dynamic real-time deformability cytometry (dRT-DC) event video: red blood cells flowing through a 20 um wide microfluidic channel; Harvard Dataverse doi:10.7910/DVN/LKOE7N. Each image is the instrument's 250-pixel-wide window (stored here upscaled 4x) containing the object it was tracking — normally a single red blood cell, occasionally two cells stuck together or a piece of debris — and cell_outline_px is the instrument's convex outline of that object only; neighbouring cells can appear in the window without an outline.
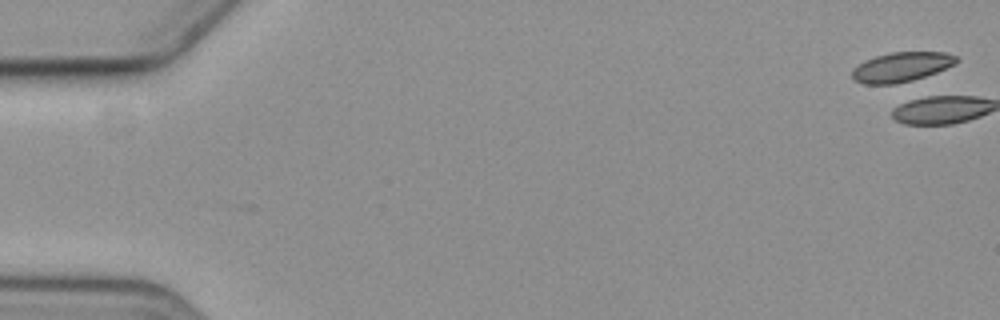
{"species": "common noctule bat (a hibernating species)", "species_latin": "Nyctalus noctula", "temperature_condition": "cold", "stored_images_in_passage": 5, "camera_frame_rate_fps": 3000, "um_per_image_px": 0.085, "animal": {"sex": "female", "body_mass_g": 19.3, "forearm_length_mm": 54.1}, "frame": {"image": 1, "passage_image": 1, "time_ms": 0.0, "image_size_px": [1000, 320], "cell_outline_px": [[960, 60], [956, 64], [936, 72], [912, 80], [896, 84], [864, 84], [852, 80], [852, 68], [864, 60], [876, 56], [892, 52], [944, 52], [956, 56]], "centroid_in_image_um": [76.59, 5.69], "position_along_channel_um": 8.4, "area_um2": 18.09}}